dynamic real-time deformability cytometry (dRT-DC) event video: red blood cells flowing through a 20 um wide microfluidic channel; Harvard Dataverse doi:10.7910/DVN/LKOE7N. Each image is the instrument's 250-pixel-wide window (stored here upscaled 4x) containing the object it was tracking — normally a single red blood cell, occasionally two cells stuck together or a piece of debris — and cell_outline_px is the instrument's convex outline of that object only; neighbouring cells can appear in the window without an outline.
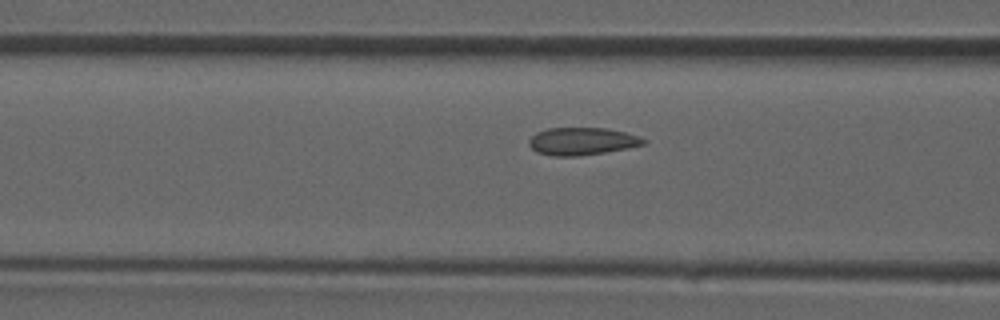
{"species": "common noctule bat (a hibernating species)", "species_latin": "Nyctalus noctula", "temperature_condition": "room temperature", "stored_images_in_passage": 18, "camera_frame_rate_fps": 3000, "um_per_image_px": 0.085, "animal": {"sex": "male", "forearm_length_mm": 52.5}, "frame": {"image": 1, "passage_image": 8, "time_ms": 2.333, "image_size_px": [1000, 320], "cell_outline_px": [[648, 140], [644, 144], [628, 148], [604, 152], [576, 156], [552, 156], [536, 152], [528, 144], [528, 140], [536, 132], [548, 128], [604, 128], [624, 132], [640, 136]], "centroid_in_image_um": [49.46, 12.01], "position_along_channel_um": 117.1, "area_um2": 18.38}}
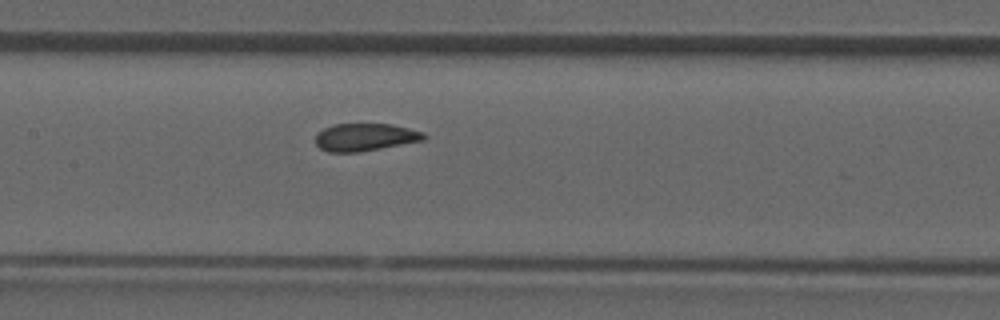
{"frame": {"image": 2, "passage_image": 12, "time_ms": 3.667, "image_size_px": [1000, 320], "cell_outline_px": [[428, 136], [424, 140], [360, 152], [328, 152], [320, 148], [316, 144], [316, 132], [332, 124], [392, 124], [424, 132]], "centroid_in_image_um": [31.03, 11.65], "position_along_channel_um": 176.4, "area_um2": 17.51}}